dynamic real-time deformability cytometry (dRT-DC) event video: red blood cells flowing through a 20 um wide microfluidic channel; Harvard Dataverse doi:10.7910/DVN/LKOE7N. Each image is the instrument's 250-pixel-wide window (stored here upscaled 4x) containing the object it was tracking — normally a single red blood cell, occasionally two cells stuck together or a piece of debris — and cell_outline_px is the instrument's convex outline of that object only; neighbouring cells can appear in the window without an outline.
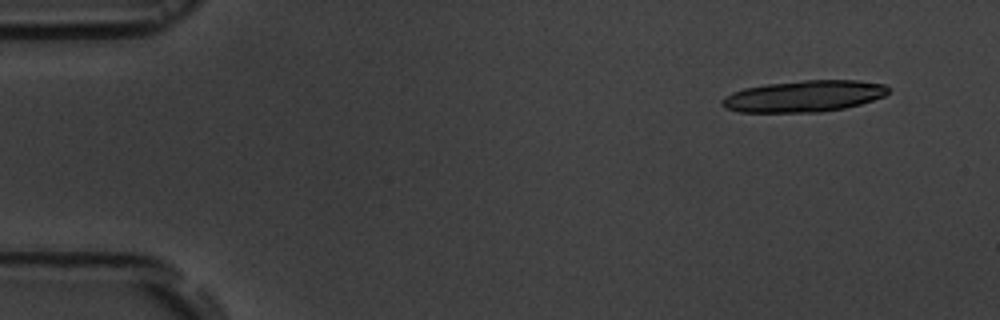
{"species": "common noctule bat (a hibernating species)", "species_latin": "Nyctalus noctula", "temperature_condition": "room temperature", "stored_images_in_passage": 4, "camera_frame_rate_fps": 3000, "um_per_image_px": 0.085, "animal": {"sex": "male", "body_mass_g": 19.5, "forearm_length_mm": 54.6}, "frame": {"image": 1, "passage_image": 1, "time_ms": 0.0, "image_size_px": [1000, 320], "cell_outline_px": [[892, 88], [884, 96], [860, 104], [844, 108], [820, 112], [740, 112], [724, 108], [720, 104], [720, 100], [724, 96], [732, 92], [744, 88], [768, 84], [804, 80], [856, 80], [884, 84]], "centroid_in_image_um": [68.32, 8.17], "position_along_channel_um": 16.7, "area_um2": 30.58}}